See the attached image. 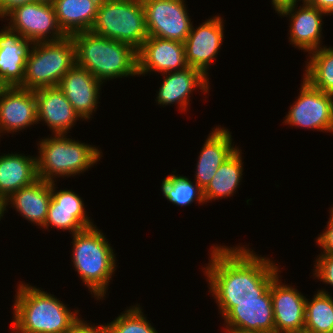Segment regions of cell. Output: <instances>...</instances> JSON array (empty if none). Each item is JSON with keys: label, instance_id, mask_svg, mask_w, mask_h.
Returning a JSON list of instances; mask_svg holds the SVG:
<instances>
[{"label": "cell", "instance_id": "6da1fadb", "mask_svg": "<svg viewBox=\"0 0 333 333\" xmlns=\"http://www.w3.org/2000/svg\"><path fill=\"white\" fill-rule=\"evenodd\" d=\"M213 245L209 263L201 269L215 302L259 301L282 272L278 263L256 254L247 244Z\"/></svg>", "mask_w": 333, "mask_h": 333}, {"label": "cell", "instance_id": "7a4b0ae2", "mask_svg": "<svg viewBox=\"0 0 333 333\" xmlns=\"http://www.w3.org/2000/svg\"><path fill=\"white\" fill-rule=\"evenodd\" d=\"M15 292L12 333H68L81 318L42 288L20 281Z\"/></svg>", "mask_w": 333, "mask_h": 333}, {"label": "cell", "instance_id": "3957f363", "mask_svg": "<svg viewBox=\"0 0 333 333\" xmlns=\"http://www.w3.org/2000/svg\"><path fill=\"white\" fill-rule=\"evenodd\" d=\"M76 65L104 83L116 78L138 77L137 50L124 42L84 31L73 34Z\"/></svg>", "mask_w": 333, "mask_h": 333}, {"label": "cell", "instance_id": "277c9868", "mask_svg": "<svg viewBox=\"0 0 333 333\" xmlns=\"http://www.w3.org/2000/svg\"><path fill=\"white\" fill-rule=\"evenodd\" d=\"M105 236L95 225L71 237V264L96 300L106 298L109 284L118 268L116 253Z\"/></svg>", "mask_w": 333, "mask_h": 333}, {"label": "cell", "instance_id": "5b68a950", "mask_svg": "<svg viewBox=\"0 0 333 333\" xmlns=\"http://www.w3.org/2000/svg\"><path fill=\"white\" fill-rule=\"evenodd\" d=\"M68 134H51L37 142L38 178L57 182L58 178L74 177L89 171L103 157L101 148L71 139ZM39 154V155H38ZM57 178V179H55ZM57 180V181H56Z\"/></svg>", "mask_w": 333, "mask_h": 333}, {"label": "cell", "instance_id": "8992f818", "mask_svg": "<svg viewBox=\"0 0 333 333\" xmlns=\"http://www.w3.org/2000/svg\"><path fill=\"white\" fill-rule=\"evenodd\" d=\"M90 31L138 50L148 38L142 0H102Z\"/></svg>", "mask_w": 333, "mask_h": 333}, {"label": "cell", "instance_id": "52a82bcc", "mask_svg": "<svg viewBox=\"0 0 333 333\" xmlns=\"http://www.w3.org/2000/svg\"><path fill=\"white\" fill-rule=\"evenodd\" d=\"M75 64V46L71 36L58 41L36 42L26 60L25 77L19 87L29 90L56 87Z\"/></svg>", "mask_w": 333, "mask_h": 333}, {"label": "cell", "instance_id": "ba28073f", "mask_svg": "<svg viewBox=\"0 0 333 333\" xmlns=\"http://www.w3.org/2000/svg\"><path fill=\"white\" fill-rule=\"evenodd\" d=\"M297 100L289 107L283 124L333 134V95L311 86L302 78Z\"/></svg>", "mask_w": 333, "mask_h": 333}, {"label": "cell", "instance_id": "9c48e42d", "mask_svg": "<svg viewBox=\"0 0 333 333\" xmlns=\"http://www.w3.org/2000/svg\"><path fill=\"white\" fill-rule=\"evenodd\" d=\"M224 331L230 333L275 332L274 311L270 288L260 296L259 301L215 302Z\"/></svg>", "mask_w": 333, "mask_h": 333}, {"label": "cell", "instance_id": "30bf717a", "mask_svg": "<svg viewBox=\"0 0 333 333\" xmlns=\"http://www.w3.org/2000/svg\"><path fill=\"white\" fill-rule=\"evenodd\" d=\"M22 37L36 42L58 41L66 35L59 27L53 4L32 2L15 7L3 19Z\"/></svg>", "mask_w": 333, "mask_h": 333}, {"label": "cell", "instance_id": "8fae6325", "mask_svg": "<svg viewBox=\"0 0 333 333\" xmlns=\"http://www.w3.org/2000/svg\"><path fill=\"white\" fill-rule=\"evenodd\" d=\"M148 36L184 43L193 21L185 0H142Z\"/></svg>", "mask_w": 333, "mask_h": 333}, {"label": "cell", "instance_id": "7c38bea8", "mask_svg": "<svg viewBox=\"0 0 333 333\" xmlns=\"http://www.w3.org/2000/svg\"><path fill=\"white\" fill-rule=\"evenodd\" d=\"M224 26L223 17L212 16L198 27L192 24L190 33L184 41L188 66L201 71L207 78H209V68L215 63L223 44Z\"/></svg>", "mask_w": 333, "mask_h": 333}, {"label": "cell", "instance_id": "4fadbf2b", "mask_svg": "<svg viewBox=\"0 0 333 333\" xmlns=\"http://www.w3.org/2000/svg\"><path fill=\"white\" fill-rule=\"evenodd\" d=\"M56 184L51 182V200L42 229L57 228L72 235L95 226L92 218L88 217L82 197L72 189L57 190Z\"/></svg>", "mask_w": 333, "mask_h": 333}, {"label": "cell", "instance_id": "5bb4252c", "mask_svg": "<svg viewBox=\"0 0 333 333\" xmlns=\"http://www.w3.org/2000/svg\"><path fill=\"white\" fill-rule=\"evenodd\" d=\"M138 76L148 73H167L183 70L188 66L184 43L148 36L137 50Z\"/></svg>", "mask_w": 333, "mask_h": 333}, {"label": "cell", "instance_id": "9a60e30c", "mask_svg": "<svg viewBox=\"0 0 333 333\" xmlns=\"http://www.w3.org/2000/svg\"><path fill=\"white\" fill-rule=\"evenodd\" d=\"M34 124H38L34 90L5 87L0 95V138L7 133L13 136Z\"/></svg>", "mask_w": 333, "mask_h": 333}, {"label": "cell", "instance_id": "2e32d148", "mask_svg": "<svg viewBox=\"0 0 333 333\" xmlns=\"http://www.w3.org/2000/svg\"><path fill=\"white\" fill-rule=\"evenodd\" d=\"M327 15L326 12L308 3L300 4V6L297 3L278 13L280 17L289 18L288 36H290L288 40L290 44L303 52H308V54L322 47V26L324 23L322 18Z\"/></svg>", "mask_w": 333, "mask_h": 333}, {"label": "cell", "instance_id": "e0dca14e", "mask_svg": "<svg viewBox=\"0 0 333 333\" xmlns=\"http://www.w3.org/2000/svg\"><path fill=\"white\" fill-rule=\"evenodd\" d=\"M103 83L87 69L74 65L60 80L58 88L64 93L73 109L88 121L93 118L99 104Z\"/></svg>", "mask_w": 333, "mask_h": 333}, {"label": "cell", "instance_id": "ac0fdd59", "mask_svg": "<svg viewBox=\"0 0 333 333\" xmlns=\"http://www.w3.org/2000/svg\"><path fill=\"white\" fill-rule=\"evenodd\" d=\"M295 287L283 283L280 274L271 284L275 332L277 333L304 330L306 296Z\"/></svg>", "mask_w": 333, "mask_h": 333}, {"label": "cell", "instance_id": "d6986e66", "mask_svg": "<svg viewBox=\"0 0 333 333\" xmlns=\"http://www.w3.org/2000/svg\"><path fill=\"white\" fill-rule=\"evenodd\" d=\"M162 76L164 79H162L159 91L156 92L155 101L163 108L171 104H178V110L187 112L193 91L199 88L201 93L209 94L211 89L209 78L190 66L180 71L163 73Z\"/></svg>", "mask_w": 333, "mask_h": 333}, {"label": "cell", "instance_id": "ffe728a7", "mask_svg": "<svg viewBox=\"0 0 333 333\" xmlns=\"http://www.w3.org/2000/svg\"><path fill=\"white\" fill-rule=\"evenodd\" d=\"M37 100V123L43 122L52 134H68L81 117L64 93L56 87L34 90Z\"/></svg>", "mask_w": 333, "mask_h": 333}, {"label": "cell", "instance_id": "44dd1931", "mask_svg": "<svg viewBox=\"0 0 333 333\" xmlns=\"http://www.w3.org/2000/svg\"><path fill=\"white\" fill-rule=\"evenodd\" d=\"M33 42L10 29H0V80L6 87L20 86Z\"/></svg>", "mask_w": 333, "mask_h": 333}, {"label": "cell", "instance_id": "7402d4cb", "mask_svg": "<svg viewBox=\"0 0 333 333\" xmlns=\"http://www.w3.org/2000/svg\"><path fill=\"white\" fill-rule=\"evenodd\" d=\"M232 133L228 128L217 125L208 134L199 152L194 181L204 190L212 180L220 165L239 146H234Z\"/></svg>", "mask_w": 333, "mask_h": 333}, {"label": "cell", "instance_id": "603a6c76", "mask_svg": "<svg viewBox=\"0 0 333 333\" xmlns=\"http://www.w3.org/2000/svg\"><path fill=\"white\" fill-rule=\"evenodd\" d=\"M50 200L51 182L37 179L31 185L22 187L13 193L5 200V204L7 208L10 205L29 223L42 228L45 224Z\"/></svg>", "mask_w": 333, "mask_h": 333}, {"label": "cell", "instance_id": "cb8c5ba5", "mask_svg": "<svg viewBox=\"0 0 333 333\" xmlns=\"http://www.w3.org/2000/svg\"><path fill=\"white\" fill-rule=\"evenodd\" d=\"M19 152L0 156V197L8 199L22 187L29 186L38 178L37 156Z\"/></svg>", "mask_w": 333, "mask_h": 333}, {"label": "cell", "instance_id": "d4e9b609", "mask_svg": "<svg viewBox=\"0 0 333 333\" xmlns=\"http://www.w3.org/2000/svg\"><path fill=\"white\" fill-rule=\"evenodd\" d=\"M102 0H54L59 27L66 36L90 31Z\"/></svg>", "mask_w": 333, "mask_h": 333}, {"label": "cell", "instance_id": "484cf974", "mask_svg": "<svg viewBox=\"0 0 333 333\" xmlns=\"http://www.w3.org/2000/svg\"><path fill=\"white\" fill-rule=\"evenodd\" d=\"M242 150L238 148L217 169L210 183L203 190L206 204L234 196L243 178Z\"/></svg>", "mask_w": 333, "mask_h": 333}, {"label": "cell", "instance_id": "4316f807", "mask_svg": "<svg viewBox=\"0 0 333 333\" xmlns=\"http://www.w3.org/2000/svg\"><path fill=\"white\" fill-rule=\"evenodd\" d=\"M307 57L302 78L314 88L333 95V47L322 46Z\"/></svg>", "mask_w": 333, "mask_h": 333}, {"label": "cell", "instance_id": "83f0119b", "mask_svg": "<svg viewBox=\"0 0 333 333\" xmlns=\"http://www.w3.org/2000/svg\"><path fill=\"white\" fill-rule=\"evenodd\" d=\"M324 288L318 289L305 303L304 330L310 333H329L333 329V297Z\"/></svg>", "mask_w": 333, "mask_h": 333}, {"label": "cell", "instance_id": "f1b7e54d", "mask_svg": "<svg viewBox=\"0 0 333 333\" xmlns=\"http://www.w3.org/2000/svg\"><path fill=\"white\" fill-rule=\"evenodd\" d=\"M165 177L161 184V192L169 202L173 205L186 207L190 206L193 202L198 204H206L203 189L193 180L187 176L174 174L172 171Z\"/></svg>", "mask_w": 333, "mask_h": 333}, {"label": "cell", "instance_id": "f546056e", "mask_svg": "<svg viewBox=\"0 0 333 333\" xmlns=\"http://www.w3.org/2000/svg\"><path fill=\"white\" fill-rule=\"evenodd\" d=\"M127 308L106 324L108 333H158L145 316L140 304Z\"/></svg>", "mask_w": 333, "mask_h": 333}, {"label": "cell", "instance_id": "4dcf8cb0", "mask_svg": "<svg viewBox=\"0 0 333 333\" xmlns=\"http://www.w3.org/2000/svg\"><path fill=\"white\" fill-rule=\"evenodd\" d=\"M314 264L313 276L320 282L333 287V255L319 254Z\"/></svg>", "mask_w": 333, "mask_h": 333}, {"label": "cell", "instance_id": "1f68e13d", "mask_svg": "<svg viewBox=\"0 0 333 333\" xmlns=\"http://www.w3.org/2000/svg\"><path fill=\"white\" fill-rule=\"evenodd\" d=\"M329 221L326 222L324 231L316 237V245L321 248L320 254L333 255V218L330 216Z\"/></svg>", "mask_w": 333, "mask_h": 333}, {"label": "cell", "instance_id": "d6a6232c", "mask_svg": "<svg viewBox=\"0 0 333 333\" xmlns=\"http://www.w3.org/2000/svg\"><path fill=\"white\" fill-rule=\"evenodd\" d=\"M68 333H108V331L106 323L95 325L80 318Z\"/></svg>", "mask_w": 333, "mask_h": 333}, {"label": "cell", "instance_id": "836d02e7", "mask_svg": "<svg viewBox=\"0 0 333 333\" xmlns=\"http://www.w3.org/2000/svg\"><path fill=\"white\" fill-rule=\"evenodd\" d=\"M35 2L34 0H0V20L15 7Z\"/></svg>", "mask_w": 333, "mask_h": 333}, {"label": "cell", "instance_id": "e575fe53", "mask_svg": "<svg viewBox=\"0 0 333 333\" xmlns=\"http://www.w3.org/2000/svg\"><path fill=\"white\" fill-rule=\"evenodd\" d=\"M308 4L326 12L329 16L333 15V0H310Z\"/></svg>", "mask_w": 333, "mask_h": 333}, {"label": "cell", "instance_id": "d590c367", "mask_svg": "<svg viewBox=\"0 0 333 333\" xmlns=\"http://www.w3.org/2000/svg\"><path fill=\"white\" fill-rule=\"evenodd\" d=\"M271 5L275 10V13H279L283 9L291 7L296 4V0H271Z\"/></svg>", "mask_w": 333, "mask_h": 333}, {"label": "cell", "instance_id": "8d00e7d4", "mask_svg": "<svg viewBox=\"0 0 333 333\" xmlns=\"http://www.w3.org/2000/svg\"><path fill=\"white\" fill-rule=\"evenodd\" d=\"M5 211L8 212L7 208H6L5 200L0 197V221L2 218H4L3 216L6 213Z\"/></svg>", "mask_w": 333, "mask_h": 333}, {"label": "cell", "instance_id": "74e56055", "mask_svg": "<svg viewBox=\"0 0 333 333\" xmlns=\"http://www.w3.org/2000/svg\"><path fill=\"white\" fill-rule=\"evenodd\" d=\"M36 2H40V3H45V4H53L54 0H34Z\"/></svg>", "mask_w": 333, "mask_h": 333}, {"label": "cell", "instance_id": "f35d334b", "mask_svg": "<svg viewBox=\"0 0 333 333\" xmlns=\"http://www.w3.org/2000/svg\"><path fill=\"white\" fill-rule=\"evenodd\" d=\"M6 86L0 80V95Z\"/></svg>", "mask_w": 333, "mask_h": 333}, {"label": "cell", "instance_id": "ab89813d", "mask_svg": "<svg viewBox=\"0 0 333 333\" xmlns=\"http://www.w3.org/2000/svg\"><path fill=\"white\" fill-rule=\"evenodd\" d=\"M301 1H302V3H308L310 0H296V4H297V2L299 3H301Z\"/></svg>", "mask_w": 333, "mask_h": 333}, {"label": "cell", "instance_id": "60d3db41", "mask_svg": "<svg viewBox=\"0 0 333 333\" xmlns=\"http://www.w3.org/2000/svg\"><path fill=\"white\" fill-rule=\"evenodd\" d=\"M330 211H329V216H331L332 218H333V204H332V207H331V209H329Z\"/></svg>", "mask_w": 333, "mask_h": 333}, {"label": "cell", "instance_id": "b9f144b4", "mask_svg": "<svg viewBox=\"0 0 333 333\" xmlns=\"http://www.w3.org/2000/svg\"><path fill=\"white\" fill-rule=\"evenodd\" d=\"M291 333H310V332L303 330V331H297V332H291Z\"/></svg>", "mask_w": 333, "mask_h": 333}]
</instances>
